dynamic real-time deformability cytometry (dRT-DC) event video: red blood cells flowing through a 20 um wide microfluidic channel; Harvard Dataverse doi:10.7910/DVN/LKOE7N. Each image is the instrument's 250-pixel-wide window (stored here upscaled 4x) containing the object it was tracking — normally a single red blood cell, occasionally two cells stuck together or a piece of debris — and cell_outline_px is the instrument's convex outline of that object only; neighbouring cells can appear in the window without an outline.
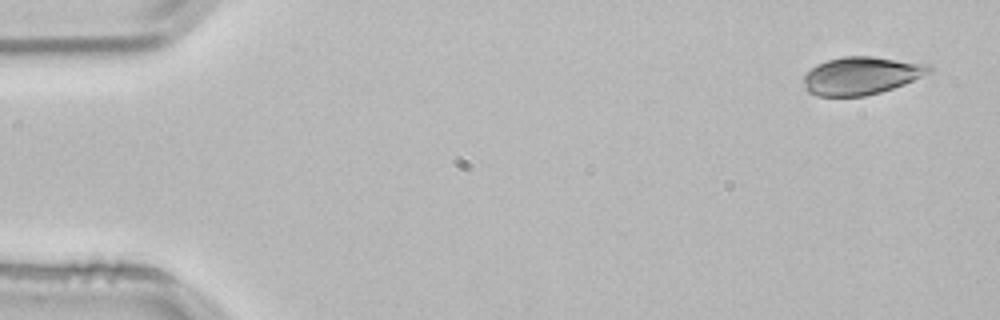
{"species": "common noctule bat (a hibernating species)", "species_latin": "Nyctalus noctula", "temperature_condition": "room temperature", "stored_images_in_passage": 3, "camera_frame_rate_fps": 3000, "um_per_image_px": 0.085, "animal": {"sex": "male", "body_mass_g": 21.5, "forearm_length_mm": 52.0}, "frame": {"image": 1, "passage_image": 1, "time_ms": 0.0, "image_size_px": [1000, 320], "cell_outline_px": [[932, 72], [904, 84], [880, 92], [864, 96], [816, 96], [808, 92], [804, 88], [804, 76], [816, 64], [828, 60], [844, 56], [872, 56], [932, 64]], "centroid_in_image_um": [73.23, 6.42], "position_along_channel_um": 11.8, "area_um2": 27.74}}